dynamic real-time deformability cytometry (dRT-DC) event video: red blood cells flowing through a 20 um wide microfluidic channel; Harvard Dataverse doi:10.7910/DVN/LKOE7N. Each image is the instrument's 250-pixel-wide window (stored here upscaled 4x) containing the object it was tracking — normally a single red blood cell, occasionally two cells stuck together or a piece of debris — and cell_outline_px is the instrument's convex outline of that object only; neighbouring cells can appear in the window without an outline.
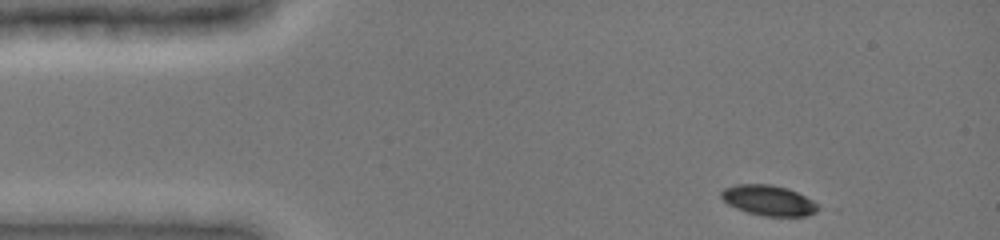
{"species": "common noctule bat (a hibernating species)", "species_latin": "Nyctalus noctula", "temperature_condition": "cold", "stored_images_in_passage": 8, "camera_frame_rate_fps": 3000, "um_per_image_px": 0.085, "animal": {"sex": "female", "body_mass_g": 19.0, "forearm_length_mm": 51.5}, "frame": {"image": 1, "passage_image": 1, "time_ms": 0.0, "image_size_px": [1000, 240], "cell_outline_px": [[816, 212], [808, 216], [764, 216], [748, 212], [736, 208], [728, 204], [720, 196], [720, 192], [724, 188], [736, 184], [772, 184], [788, 188], [812, 200], [816, 204]], "centroid_in_image_um": [65.29, 17.02], "position_along_channel_um": 19.7, "area_um2": 16.99}}
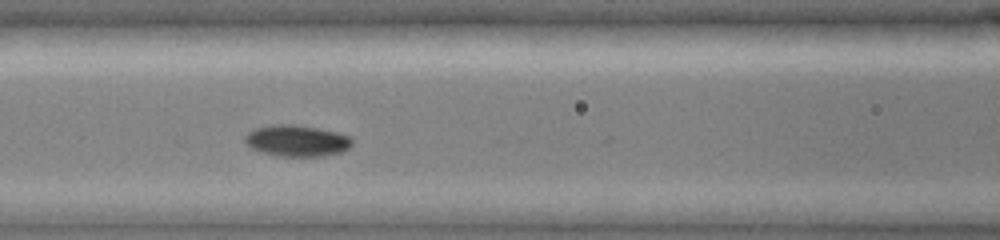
{"frame": {"image": 2, "passage_image": 7, "time_ms": 2.0, "image_size_px": [1000, 240], "cell_outline_px": [[352, 144], [348, 148], [340, 152], [324, 156], [276, 156], [260, 152], [252, 148], [244, 140], [244, 136], [252, 128], [272, 124], [292, 124], [316, 128], [336, 132], [352, 136]], "centroid_in_image_um": [25.2, 11.96], "position_along_channel_um": 141.4, "area_um2": 19.71}}
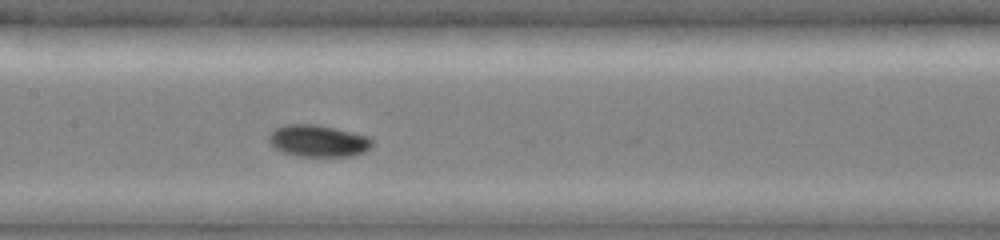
{"frame": {"image": 3, "passage_image": 8, "time_ms": 2.333, "image_size_px": [1000, 240], "cell_outline_px": [[372, 144], [364, 152], [352, 156], [296, 156], [284, 152], [276, 148], [268, 140], [268, 136], [276, 128], [284, 124], [316, 124], [368, 136], [372, 140]], "centroid_in_image_um": [27.03, 11.97], "position_along_channel_um": 180.4, "area_um2": 18.96}}